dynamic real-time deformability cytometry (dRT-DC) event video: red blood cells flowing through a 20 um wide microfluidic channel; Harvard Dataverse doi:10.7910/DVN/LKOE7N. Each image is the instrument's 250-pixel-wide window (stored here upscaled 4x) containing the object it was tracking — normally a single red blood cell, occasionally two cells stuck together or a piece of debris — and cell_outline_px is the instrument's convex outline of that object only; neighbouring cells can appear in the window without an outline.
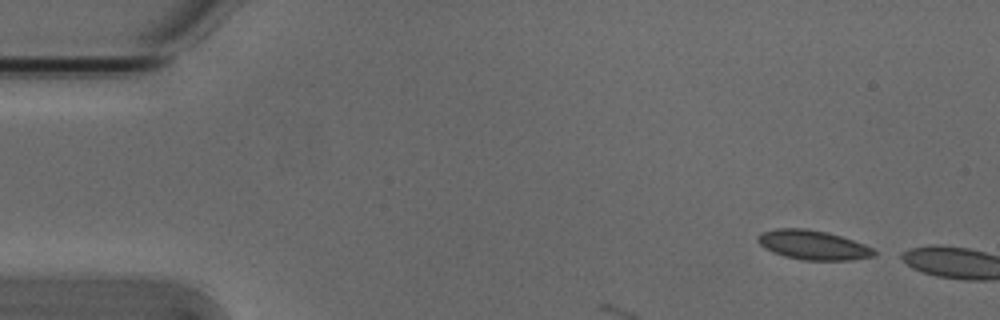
{"species": "Egyptian fruit bat (a non-hibernating species)", "species_latin": "Rousettus aegyptiacus", "temperature_condition": "cold", "stored_images_in_passage": 2, "camera_frame_rate_fps": 3000, "um_per_image_px": 0.085, "animal": {"sex": "male"}, "frame": {"image": 1, "passage_image": 1, "time_ms": 0.0, "image_size_px": [1000, 320], "cell_outline_px": [[876, 256], [852, 260], [800, 260], [784, 256], [772, 252], [764, 248], [756, 240], [756, 236], [760, 232], [776, 228], [804, 228], [828, 232], [864, 244], [872, 248], [876, 252]], "centroid_in_image_um": [69.06, 20.82], "position_along_channel_um": 15.9, "area_um2": 20.11}}